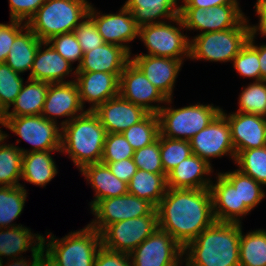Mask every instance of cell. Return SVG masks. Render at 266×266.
<instances>
[{
  "label": "cell",
  "mask_w": 266,
  "mask_h": 266,
  "mask_svg": "<svg viewBox=\"0 0 266 266\" xmlns=\"http://www.w3.org/2000/svg\"><path fill=\"white\" fill-rule=\"evenodd\" d=\"M31 266H47V255L43 252Z\"/></svg>",
  "instance_id": "9f6ffc18"
},
{
  "label": "cell",
  "mask_w": 266,
  "mask_h": 266,
  "mask_svg": "<svg viewBox=\"0 0 266 266\" xmlns=\"http://www.w3.org/2000/svg\"><path fill=\"white\" fill-rule=\"evenodd\" d=\"M73 69L69 61L44 41L39 45L28 78L50 84L65 83L70 82V80L65 81L64 78L71 74Z\"/></svg>",
  "instance_id": "cb8c5ba5"
},
{
  "label": "cell",
  "mask_w": 266,
  "mask_h": 266,
  "mask_svg": "<svg viewBox=\"0 0 266 266\" xmlns=\"http://www.w3.org/2000/svg\"><path fill=\"white\" fill-rule=\"evenodd\" d=\"M64 59L73 64L78 61L77 68L83 59V51L74 32H68L51 37L47 41Z\"/></svg>",
  "instance_id": "ee69618b"
},
{
  "label": "cell",
  "mask_w": 266,
  "mask_h": 266,
  "mask_svg": "<svg viewBox=\"0 0 266 266\" xmlns=\"http://www.w3.org/2000/svg\"><path fill=\"white\" fill-rule=\"evenodd\" d=\"M3 127L8 128L24 141L31 144L32 152L61 150L62 128L58 123L42 115L2 117Z\"/></svg>",
  "instance_id": "8fae6325"
},
{
  "label": "cell",
  "mask_w": 266,
  "mask_h": 266,
  "mask_svg": "<svg viewBox=\"0 0 266 266\" xmlns=\"http://www.w3.org/2000/svg\"><path fill=\"white\" fill-rule=\"evenodd\" d=\"M91 3L87 0H46L26 23L41 40L73 32L88 16Z\"/></svg>",
  "instance_id": "277c9868"
},
{
  "label": "cell",
  "mask_w": 266,
  "mask_h": 266,
  "mask_svg": "<svg viewBox=\"0 0 266 266\" xmlns=\"http://www.w3.org/2000/svg\"><path fill=\"white\" fill-rule=\"evenodd\" d=\"M234 162L241 173L266 186V146L240 151Z\"/></svg>",
  "instance_id": "74e56055"
},
{
  "label": "cell",
  "mask_w": 266,
  "mask_h": 266,
  "mask_svg": "<svg viewBox=\"0 0 266 266\" xmlns=\"http://www.w3.org/2000/svg\"><path fill=\"white\" fill-rule=\"evenodd\" d=\"M255 11L259 18L258 25H249L250 36L255 37L256 33L260 31L259 34L266 37V0L255 3Z\"/></svg>",
  "instance_id": "816d5d0a"
},
{
  "label": "cell",
  "mask_w": 266,
  "mask_h": 266,
  "mask_svg": "<svg viewBox=\"0 0 266 266\" xmlns=\"http://www.w3.org/2000/svg\"><path fill=\"white\" fill-rule=\"evenodd\" d=\"M23 153L21 178L30 184L45 187L58 173L51 153L61 150L32 152L18 147Z\"/></svg>",
  "instance_id": "f1b7e54d"
},
{
  "label": "cell",
  "mask_w": 266,
  "mask_h": 266,
  "mask_svg": "<svg viewBox=\"0 0 266 266\" xmlns=\"http://www.w3.org/2000/svg\"><path fill=\"white\" fill-rule=\"evenodd\" d=\"M189 142L192 153L209 164L211 158H221L224 155H229L235 161L236 153L231 139L230 125L221 112Z\"/></svg>",
  "instance_id": "5bb4252c"
},
{
  "label": "cell",
  "mask_w": 266,
  "mask_h": 266,
  "mask_svg": "<svg viewBox=\"0 0 266 266\" xmlns=\"http://www.w3.org/2000/svg\"><path fill=\"white\" fill-rule=\"evenodd\" d=\"M20 75L5 62L0 63V117L10 109L22 89L24 80Z\"/></svg>",
  "instance_id": "f35d334b"
},
{
  "label": "cell",
  "mask_w": 266,
  "mask_h": 266,
  "mask_svg": "<svg viewBox=\"0 0 266 266\" xmlns=\"http://www.w3.org/2000/svg\"><path fill=\"white\" fill-rule=\"evenodd\" d=\"M7 136L4 132L0 139V186L15 187L21 185L19 180L21 179L23 153L16 145L4 144Z\"/></svg>",
  "instance_id": "e575fe53"
},
{
  "label": "cell",
  "mask_w": 266,
  "mask_h": 266,
  "mask_svg": "<svg viewBox=\"0 0 266 266\" xmlns=\"http://www.w3.org/2000/svg\"><path fill=\"white\" fill-rule=\"evenodd\" d=\"M192 154L188 140L171 139L160 135L161 162L166 175Z\"/></svg>",
  "instance_id": "b9f144b4"
},
{
  "label": "cell",
  "mask_w": 266,
  "mask_h": 266,
  "mask_svg": "<svg viewBox=\"0 0 266 266\" xmlns=\"http://www.w3.org/2000/svg\"><path fill=\"white\" fill-rule=\"evenodd\" d=\"M34 244V245H33ZM30 250L32 253H43V235L32 233L22 225L12 228H0V261L2 256L19 258L18 254Z\"/></svg>",
  "instance_id": "4316f807"
},
{
  "label": "cell",
  "mask_w": 266,
  "mask_h": 266,
  "mask_svg": "<svg viewBox=\"0 0 266 266\" xmlns=\"http://www.w3.org/2000/svg\"><path fill=\"white\" fill-rule=\"evenodd\" d=\"M134 149L122 133H107L101 162H117L133 158Z\"/></svg>",
  "instance_id": "7bdbcfd3"
},
{
  "label": "cell",
  "mask_w": 266,
  "mask_h": 266,
  "mask_svg": "<svg viewBox=\"0 0 266 266\" xmlns=\"http://www.w3.org/2000/svg\"><path fill=\"white\" fill-rule=\"evenodd\" d=\"M213 104H195L182 108L163 106L158 112L160 135L171 139L190 140L207 127L221 112Z\"/></svg>",
  "instance_id": "8992f818"
},
{
  "label": "cell",
  "mask_w": 266,
  "mask_h": 266,
  "mask_svg": "<svg viewBox=\"0 0 266 266\" xmlns=\"http://www.w3.org/2000/svg\"><path fill=\"white\" fill-rule=\"evenodd\" d=\"M73 75H76L82 106L85 107L86 102L92 103L87 110L94 111L100 104L119 95L121 73L73 71Z\"/></svg>",
  "instance_id": "d6986e66"
},
{
  "label": "cell",
  "mask_w": 266,
  "mask_h": 266,
  "mask_svg": "<svg viewBox=\"0 0 266 266\" xmlns=\"http://www.w3.org/2000/svg\"><path fill=\"white\" fill-rule=\"evenodd\" d=\"M171 23L145 24L139 27V37L148 50V54L157 57L175 58L183 61L190 58V39L181 32L184 25L180 16Z\"/></svg>",
  "instance_id": "ba28073f"
},
{
  "label": "cell",
  "mask_w": 266,
  "mask_h": 266,
  "mask_svg": "<svg viewBox=\"0 0 266 266\" xmlns=\"http://www.w3.org/2000/svg\"><path fill=\"white\" fill-rule=\"evenodd\" d=\"M22 89L15 102L12 104L11 112L7 110L3 117H20L29 115H41L49 89V83L29 79Z\"/></svg>",
  "instance_id": "f546056e"
},
{
  "label": "cell",
  "mask_w": 266,
  "mask_h": 266,
  "mask_svg": "<svg viewBox=\"0 0 266 266\" xmlns=\"http://www.w3.org/2000/svg\"><path fill=\"white\" fill-rule=\"evenodd\" d=\"M107 164L111 172L120 180L129 183L138 168L133 158L123 159L117 162H102Z\"/></svg>",
  "instance_id": "f907efd6"
},
{
  "label": "cell",
  "mask_w": 266,
  "mask_h": 266,
  "mask_svg": "<svg viewBox=\"0 0 266 266\" xmlns=\"http://www.w3.org/2000/svg\"><path fill=\"white\" fill-rule=\"evenodd\" d=\"M134 150L151 145L160 134L157 114L148 113L141 121L122 132Z\"/></svg>",
  "instance_id": "8d00e7d4"
},
{
  "label": "cell",
  "mask_w": 266,
  "mask_h": 266,
  "mask_svg": "<svg viewBox=\"0 0 266 266\" xmlns=\"http://www.w3.org/2000/svg\"><path fill=\"white\" fill-rule=\"evenodd\" d=\"M0 124H1V126H3V119H2V117H0Z\"/></svg>",
  "instance_id": "94428289"
},
{
  "label": "cell",
  "mask_w": 266,
  "mask_h": 266,
  "mask_svg": "<svg viewBox=\"0 0 266 266\" xmlns=\"http://www.w3.org/2000/svg\"><path fill=\"white\" fill-rule=\"evenodd\" d=\"M2 129L0 128V139L3 137V135H4V132L3 131H1Z\"/></svg>",
  "instance_id": "91938a15"
},
{
  "label": "cell",
  "mask_w": 266,
  "mask_h": 266,
  "mask_svg": "<svg viewBox=\"0 0 266 266\" xmlns=\"http://www.w3.org/2000/svg\"><path fill=\"white\" fill-rule=\"evenodd\" d=\"M94 112L107 133H122L148 114L142 107L129 102L120 95L100 104Z\"/></svg>",
  "instance_id": "44dd1931"
},
{
  "label": "cell",
  "mask_w": 266,
  "mask_h": 266,
  "mask_svg": "<svg viewBox=\"0 0 266 266\" xmlns=\"http://www.w3.org/2000/svg\"><path fill=\"white\" fill-rule=\"evenodd\" d=\"M156 211L158 228L183 248L215 222L210 188H168Z\"/></svg>",
  "instance_id": "6da1fadb"
},
{
  "label": "cell",
  "mask_w": 266,
  "mask_h": 266,
  "mask_svg": "<svg viewBox=\"0 0 266 266\" xmlns=\"http://www.w3.org/2000/svg\"><path fill=\"white\" fill-rule=\"evenodd\" d=\"M46 236L49 241L47 243L43 236V251L59 266H94L102 246L101 234L89 224L83 229L69 232L60 240L52 233Z\"/></svg>",
  "instance_id": "5b68a950"
},
{
  "label": "cell",
  "mask_w": 266,
  "mask_h": 266,
  "mask_svg": "<svg viewBox=\"0 0 266 266\" xmlns=\"http://www.w3.org/2000/svg\"><path fill=\"white\" fill-rule=\"evenodd\" d=\"M80 172L95 191V197L90 202V208L100 200L119 197L128 193V183L118 179L107 164L102 162L88 164Z\"/></svg>",
  "instance_id": "484cf974"
},
{
  "label": "cell",
  "mask_w": 266,
  "mask_h": 266,
  "mask_svg": "<svg viewBox=\"0 0 266 266\" xmlns=\"http://www.w3.org/2000/svg\"><path fill=\"white\" fill-rule=\"evenodd\" d=\"M158 228L156 209L146 216L126 219L108 225L101 234L102 246L130 254Z\"/></svg>",
  "instance_id": "9c48e42d"
},
{
  "label": "cell",
  "mask_w": 266,
  "mask_h": 266,
  "mask_svg": "<svg viewBox=\"0 0 266 266\" xmlns=\"http://www.w3.org/2000/svg\"><path fill=\"white\" fill-rule=\"evenodd\" d=\"M212 165L192 154L167 174V187L174 189H208L212 180L207 178ZM206 177V178H204Z\"/></svg>",
  "instance_id": "603a6c76"
},
{
  "label": "cell",
  "mask_w": 266,
  "mask_h": 266,
  "mask_svg": "<svg viewBox=\"0 0 266 266\" xmlns=\"http://www.w3.org/2000/svg\"><path fill=\"white\" fill-rule=\"evenodd\" d=\"M73 32L79 41L83 53L105 44L95 22L89 16L85 17Z\"/></svg>",
  "instance_id": "bcb514c9"
},
{
  "label": "cell",
  "mask_w": 266,
  "mask_h": 266,
  "mask_svg": "<svg viewBox=\"0 0 266 266\" xmlns=\"http://www.w3.org/2000/svg\"><path fill=\"white\" fill-rule=\"evenodd\" d=\"M250 37L249 27L198 34L190 40V59L229 62L240 52Z\"/></svg>",
  "instance_id": "52a82bcc"
},
{
  "label": "cell",
  "mask_w": 266,
  "mask_h": 266,
  "mask_svg": "<svg viewBox=\"0 0 266 266\" xmlns=\"http://www.w3.org/2000/svg\"><path fill=\"white\" fill-rule=\"evenodd\" d=\"M241 223L214 222L183 248L188 266H240Z\"/></svg>",
  "instance_id": "7a4b0ae2"
},
{
  "label": "cell",
  "mask_w": 266,
  "mask_h": 266,
  "mask_svg": "<svg viewBox=\"0 0 266 266\" xmlns=\"http://www.w3.org/2000/svg\"><path fill=\"white\" fill-rule=\"evenodd\" d=\"M47 266H59L47 256Z\"/></svg>",
  "instance_id": "680465c9"
},
{
  "label": "cell",
  "mask_w": 266,
  "mask_h": 266,
  "mask_svg": "<svg viewBox=\"0 0 266 266\" xmlns=\"http://www.w3.org/2000/svg\"><path fill=\"white\" fill-rule=\"evenodd\" d=\"M46 0H9L10 19L27 23Z\"/></svg>",
  "instance_id": "c3c4849f"
},
{
  "label": "cell",
  "mask_w": 266,
  "mask_h": 266,
  "mask_svg": "<svg viewBox=\"0 0 266 266\" xmlns=\"http://www.w3.org/2000/svg\"><path fill=\"white\" fill-rule=\"evenodd\" d=\"M240 266H266V230L242 232L239 244Z\"/></svg>",
  "instance_id": "836d02e7"
},
{
  "label": "cell",
  "mask_w": 266,
  "mask_h": 266,
  "mask_svg": "<svg viewBox=\"0 0 266 266\" xmlns=\"http://www.w3.org/2000/svg\"><path fill=\"white\" fill-rule=\"evenodd\" d=\"M231 130L236 155L243 150L266 146V117L242 112L227 113L221 109Z\"/></svg>",
  "instance_id": "ac0fdd59"
},
{
  "label": "cell",
  "mask_w": 266,
  "mask_h": 266,
  "mask_svg": "<svg viewBox=\"0 0 266 266\" xmlns=\"http://www.w3.org/2000/svg\"><path fill=\"white\" fill-rule=\"evenodd\" d=\"M42 253H32L31 256H32V260H26V257L25 259H23L22 255L19 257V258H15L13 259V263L11 262V259L7 258L9 261L8 263H6L7 265L6 266H31L40 256H41ZM15 260V261H14ZM3 261H0V266H3Z\"/></svg>",
  "instance_id": "db71d44e"
},
{
  "label": "cell",
  "mask_w": 266,
  "mask_h": 266,
  "mask_svg": "<svg viewBox=\"0 0 266 266\" xmlns=\"http://www.w3.org/2000/svg\"><path fill=\"white\" fill-rule=\"evenodd\" d=\"M133 161L138 169L151 173H164L160 155V134L151 145L134 150Z\"/></svg>",
  "instance_id": "f6af8a7d"
},
{
  "label": "cell",
  "mask_w": 266,
  "mask_h": 266,
  "mask_svg": "<svg viewBox=\"0 0 266 266\" xmlns=\"http://www.w3.org/2000/svg\"><path fill=\"white\" fill-rule=\"evenodd\" d=\"M181 8L210 9L217 5L239 4L237 0H182Z\"/></svg>",
  "instance_id": "f5cc1de1"
},
{
  "label": "cell",
  "mask_w": 266,
  "mask_h": 266,
  "mask_svg": "<svg viewBox=\"0 0 266 266\" xmlns=\"http://www.w3.org/2000/svg\"><path fill=\"white\" fill-rule=\"evenodd\" d=\"M155 209L149 201L127 193L98 201L91 208L95 219L89 225L101 233L110 224L150 215Z\"/></svg>",
  "instance_id": "7c38bea8"
},
{
  "label": "cell",
  "mask_w": 266,
  "mask_h": 266,
  "mask_svg": "<svg viewBox=\"0 0 266 266\" xmlns=\"http://www.w3.org/2000/svg\"><path fill=\"white\" fill-rule=\"evenodd\" d=\"M166 176L138 169L127 185L128 193L149 201L156 208L168 189Z\"/></svg>",
  "instance_id": "1f68e13d"
},
{
  "label": "cell",
  "mask_w": 266,
  "mask_h": 266,
  "mask_svg": "<svg viewBox=\"0 0 266 266\" xmlns=\"http://www.w3.org/2000/svg\"><path fill=\"white\" fill-rule=\"evenodd\" d=\"M27 194L23 185L0 186V228L20 226L12 222L21 215Z\"/></svg>",
  "instance_id": "d6a6232c"
},
{
  "label": "cell",
  "mask_w": 266,
  "mask_h": 266,
  "mask_svg": "<svg viewBox=\"0 0 266 266\" xmlns=\"http://www.w3.org/2000/svg\"><path fill=\"white\" fill-rule=\"evenodd\" d=\"M26 26L27 24L25 22L12 19H10L9 24L0 23V63L6 62L15 37L24 30Z\"/></svg>",
  "instance_id": "7dc6e473"
},
{
  "label": "cell",
  "mask_w": 266,
  "mask_h": 266,
  "mask_svg": "<svg viewBox=\"0 0 266 266\" xmlns=\"http://www.w3.org/2000/svg\"><path fill=\"white\" fill-rule=\"evenodd\" d=\"M61 128L60 153L68 154L79 171L101 162L107 132L94 111L86 110Z\"/></svg>",
  "instance_id": "3957f363"
},
{
  "label": "cell",
  "mask_w": 266,
  "mask_h": 266,
  "mask_svg": "<svg viewBox=\"0 0 266 266\" xmlns=\"http://www.w3.org/2000/svg\"><path fill=\"white\" fill-rule=\"evenodd\" d=\"M179 16L185 29L199 30V34L250 25L239 4L217 5L210 9L181 8Z\"/></svg>",
  "instance_id": "30bf717a"
},
{
  "label": "cell",
  "mask_w": 266,
  "mask_h": 266,
  "mask_svg": "<svg viewBox=\"0 0 266 266\" xmlns=\"http://www.w3.org/2000/svg\"><path fill=\"white\" fill-rule=\"evenodd\" d=\"M256 37H249L248 42L233 59V67L240 76L261 81L259 63V46L255 45Z\"/></svg>",
  "instance_id": "60d3db41"
},
{
  "label": "cell",
  "mask_w": 266,
  "mask_h": 266,
  "mask_svg": "<svg viewBox=\"0 0 266 266\" xmlns=\"http://www.w3.org/2000/svg\"><path fill=\"white\" fill-rule=\"evenodd\" d=\"M123 6L133 14L139 26L163 23L164 19L172 22L181 11L177 0H127ZM160 18H163L162 21Z\"/></svg>",
  "instance_id": "83f0119b"
},
{
  "label": "cell",
  "mask_w": 266,
  "mask_h": 266,
  "mask_svg": "<svg viewBox=\"0 0 266 266\" xmlns=\"http://www.w3.org/2000/svg\"><path fill=\"white\" fill-rule=\"evenodd\" d=\"M88 16L95 22L105 43L123 47L131 55L130 47L126 43L139 37L140 26L129 10L122 6L118 13L102 14L96 12L91 4Z\"/></svg>",
  "instance_id": "2e32d148"
},
{
  "label": "cell",
  "mask_w": 266,
  "mask_h": 266,
  "mask_svg": "<svg viewBox=\"0 0 266 266\" xmlns=\"http://www.w3.org/2000/svg\"><path fill=\"white\" fill-rule=\"evenodd\" d=\"M130 60L167 99L173 98V87L183 61L143 53L130 56Z\"/></svg>",
  "instance_id": "ffe728a7"
},
{
  "label": "cell",
  "mask_w": 266,
  "mask_h": 266,
  "mask_svg": "<svg viewBox=\"0 0 266 266\" xmlns=\"http://www.w3.org/2000/svg\"><path fill=\"white\" fill-rule=\"evenodd\" d=\"M216 179L215 184L211 182L210 185L215 221L241 223L240 218L251 210L246 205H240L238 187H234L221 173Z\"/></svg>",
  "instance_id": "7402d4cb"
},
{
  "label": "cell",
  "mask_w": 266,
  "mask_h": 266,
  "mask_svg": "<svg viewBox=\"0 0 266 266\" xmlns=\"http://www.w3.org/2000/svg\"><path fill=\"white\" fill-rule=\"evenodd\" d=\"M94 266H132V261L129 254L112 251L101 246Z\"/></svg>",
  "instance_id": "681fc988"
},
{
  "label": "cell",
  "mask_w": 266,
  "mask_h": 266,
  "mask_svg": "<svg viewBox=\"0 0 266 266\" xmlns=\"http://www.w3.org/2000/svg\"><path fill=\"white\" fill-rule=\"evenodd\" d=\"M237 112L266 117V80L253 81L242 89Z\"/></svg>",
  "instance_id": "ab89813d"
},
{
  "label": "cell",
  "mask_w": 266,
  "mask_h": 266,
  "mask_svg": "<svg viewBox=\"0 0 266 266\" xmlns=\"http://www.w3.org/2000/svg\"><path fill=\"white\" fill-rule=\"evenodd\" d=\"M24 30L15 37L5 62L19 74L31 71L36 52L43 42L27 26Z\"/></svg>",
  "instance_id": "4dcf8cb0"
},
{
  "label": "cell",
  "mask_w": 266,
  "mask_h": 266,
  "mask_svg": "<svg viewBox=\"0 0 266 266\" xmlns=\"http://www.w3.org/2000/svg\"><path fill=\"white\" fill-rule=\"evenodd\" d=\"M119 95L151 114H158L163 107L160 103L171 104L173 100L167 99L131 60L119 76ZM155 102L159 104L153 105Z\"/></svg>",
  "instance_id": "4fadbf2b"
},
{
  "label": "cell",
  "mask_w": 266,
  "mask_h": 266,
  "mask_svg": "<svg viewBox=\"0 0 266 266\" xmlns=\"http://www.w3.org/2000/svg\"><path fill=\"white\" fill-rule=\"evenodd\" d=\"M184 254H182L176 261H174L172 264L168 265V266H179L181 263H183L182 261L185 260L184 262H186V266H188V261L187 258L185 256V258L183 259Z\"/></svg>",
  "instance_id": "6f0895ef"
},
{
  "label": "cell",
  "mask_w": 266,
  "mask_h": 266,
  "mask_svg": "<svg viewBox=\"0 0 266 266\" xmlns=\"http://www.w3.org/2000/svg\"><path fill=\"white\" fill-rule=\"evenodd\" d=\"M83 108L75 80L65 83H49V89L41 115L55 123H57V117H68V119L60 123V126L63 127L73 118L83 114L86 111Z\"/></svg>",
  "instance_id": "e0dca14e"
},
{
  "label": "cell",
  "mask_w": 266,
  "mask_h": 266,
  "mask_svg": "<svg viewBox=\"0 0 266 266\" xmlns=\"http://www.w3.org/2000/svg\"><path fill=\"white\" fill-rule=\"evenodd\" d=\"M130 54L115 44L105 43L83 54V59L75 72L122 73L130 61Z\"/></svg>",
  "instance_id": "d4e9b609"
},
{
  "label": "cell",
  "mask_w": 266,
  "mask_h": 266,
  "mask_svg": "<svg viewBox=\"0 0 266 266\" xmlns=\"http://www.w3.org/2000/svg\"><path fill=\"white\" fill-rule=\"evenodd\" d=\"M183 254V247L168 233L157 228L129 255L132 266H168Z\"/></svg>",
  "instance_id": "9a60e30c"
},
{
  "label": "cell",
  "mask_w": 266,
  "mask_h": 266,
  "mask_svg": "<svg viewBox=\"0 0 266 266\" xmlns=\"http://www.w3.org/2000/svg\"><path fill=\"white\" fill-rule=\"evenodd\" d=\"M234 187H238L240 196V205H246L250 210L257 205L266 196L263 186L256 180L241 173L238 169L233 172H220Z\"/></svg>",
  "instance_id": "d590c367"
},
{
  "label": "cell",
  "mask_w": 266,
  "mask_h": 266,
  "mask_svg": "<svg viewBox=\"0 0 266 266\" xmlns=\"http://www.w3.org/2000/svg\"><path fill=\"white\" fill-rule=\"evenodd\" d=\"M259 63L261 71V80H266V44L259 46Z\"/></svg>",
  "instance_id": "11a10c76"
}]
</instances>
